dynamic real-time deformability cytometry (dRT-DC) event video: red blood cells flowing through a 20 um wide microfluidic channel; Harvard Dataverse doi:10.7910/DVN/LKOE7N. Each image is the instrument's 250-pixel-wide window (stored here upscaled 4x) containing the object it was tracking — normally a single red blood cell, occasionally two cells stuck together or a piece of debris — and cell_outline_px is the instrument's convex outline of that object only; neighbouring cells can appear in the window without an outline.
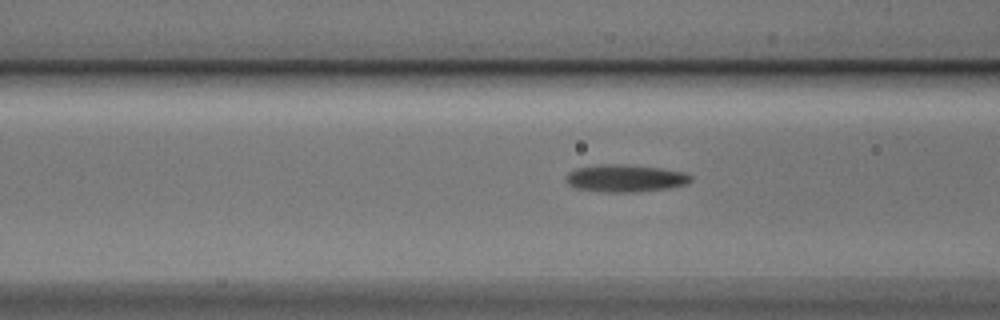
{"species": "Egyptian fruit bat (a non-hibernating species)", "species_latin": "Rousettus aegyptiacus", "temperature_condition": "cold", "stored_images_in_passage": 11, "camera_frame_rate_fps": 3000, "um_per_image_px": 0.085, "animal": {"sex": "male"}, "frame": {"image": 1, "passage_image": 10, "time_ms": 3.0, "image_size_px": [1000, 320], "cell_outline_px": [[692, 180], [688, 184], [668, 188], [636, 192], [604, 192], [576, 188], [568, 184], [564, 180], [568, 172], [576, 168], [604, 164], [624, 164], [660, 168], [684, 172], [692, 176]], "centroid_in_image_um": [53.15, 15.15], "position_along_channel_um": 113.5, "area_um2": 20.0}}